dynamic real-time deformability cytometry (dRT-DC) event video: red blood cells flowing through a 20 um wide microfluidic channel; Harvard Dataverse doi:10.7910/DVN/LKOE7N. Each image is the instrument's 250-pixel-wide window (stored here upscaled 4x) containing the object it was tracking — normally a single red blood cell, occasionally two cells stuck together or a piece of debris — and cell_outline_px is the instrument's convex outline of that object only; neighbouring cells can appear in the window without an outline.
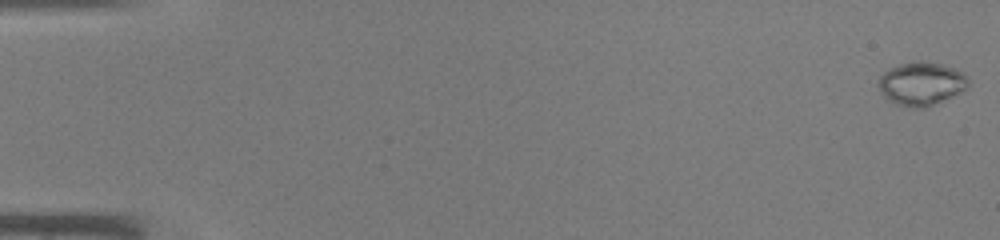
{"species": "common noctule bat (a hibernating species)", "species_latin": "Nyctalus noctula", "temperature_condition": "warm", "stored_images_in_passage": 45, "camera_frame_rate_fps": 3000, "um_per_image_px": 0.085, "animal": {"sex": "male", "body_mass_g": 19.0, "forearm_length_mm": 50.8}, "frame": {"image": 1, "passage_image": 1, "time_ms": 0.0, "image_size_px": [1000, 240], "cell_outline_px": [[968, 84], [964, 88], [924, 108], [912, 108], [900, 104], [884, 96], [880, 88], [880, 76], [888, 68], [900, 64], [916, 60], [920, 60], [944, 64], [956, 68], [964, 72], [968, 80]], "centroid_in_image_um": [78.31, 7.05], "position_along_channel_um": 6.7, "area_um2": 22.08}}
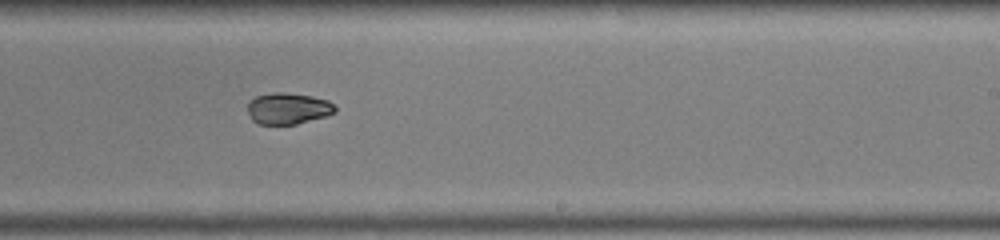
{"frame": {"image": 2, "passage_image": 29, "time_ms": 9.333, "image_size_px": [1000, 240], "cell_outline_px": [[336, 112], [328, 116], [296, 124], [260, 124], [252, 120], [248, 112], [248, 100], [256, 96], [272, 92], [280, 92], [312, 96], [328, 100], [336, 108]], "centroid_in_image_um": [24.48, 9.22], "position_along_channel_um": 264.5, "area_um2": 16.07}}
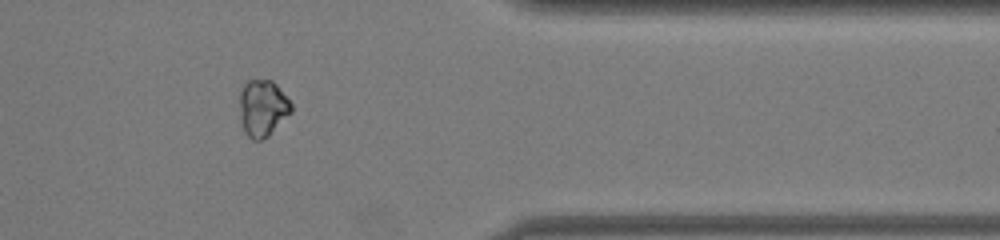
{"frame": {"image": 3, "passage_image": 38, "time_ms": 12.333, "image_size_px": [1000, 240], "cell_outline_px": [[292, 112], [268, 136], [260, 140], [252, 140], [244, 132], [240, 108], [240, 92], [244, 84], [248, 80], [272, 80], [276, 84], [292, 104]], "centroid_in_image_um": [22.34, 9.18], "position_along_channel_um": 389.1, "area_um2": 16.88}}